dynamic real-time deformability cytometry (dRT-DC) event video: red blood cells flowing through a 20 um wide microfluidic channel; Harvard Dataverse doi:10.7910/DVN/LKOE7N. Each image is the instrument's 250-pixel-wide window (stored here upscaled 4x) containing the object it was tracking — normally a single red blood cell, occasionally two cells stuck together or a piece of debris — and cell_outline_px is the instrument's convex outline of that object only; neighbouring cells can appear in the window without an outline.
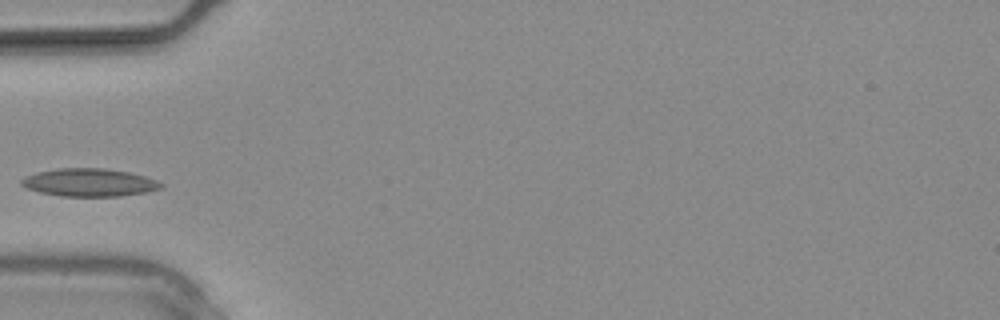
{"species": "common noctule bat (a hibernating species)", "species_latin": "Nyctalus noctula", "temperature_condition": "warm", "stored_images_in_passage": 20, "camera_frame_rate_fps": 3000, "um_per_image_px": 0.085, "animal": {"sex": "male", "body_mass_g": 20.4}, "frame": {"image": 1, "passage_image": 4, "time_ms": 1.0, "image_size_px": [1000, 320], "cell_outline_px": [[164, 188], [144, 192], [120, 196], [60, 196], [40, 192], [28, 188], [20, 184], [20, 180], [24, 176], [36, 172], [56, 168], [104, 168], [128, 172], [144, 176], [156, 180], [164, 184]], "centroid_in_image_um": [7.57, 15.5], "position_along_channel_um": 77.4, "area_um2": 22.72}}